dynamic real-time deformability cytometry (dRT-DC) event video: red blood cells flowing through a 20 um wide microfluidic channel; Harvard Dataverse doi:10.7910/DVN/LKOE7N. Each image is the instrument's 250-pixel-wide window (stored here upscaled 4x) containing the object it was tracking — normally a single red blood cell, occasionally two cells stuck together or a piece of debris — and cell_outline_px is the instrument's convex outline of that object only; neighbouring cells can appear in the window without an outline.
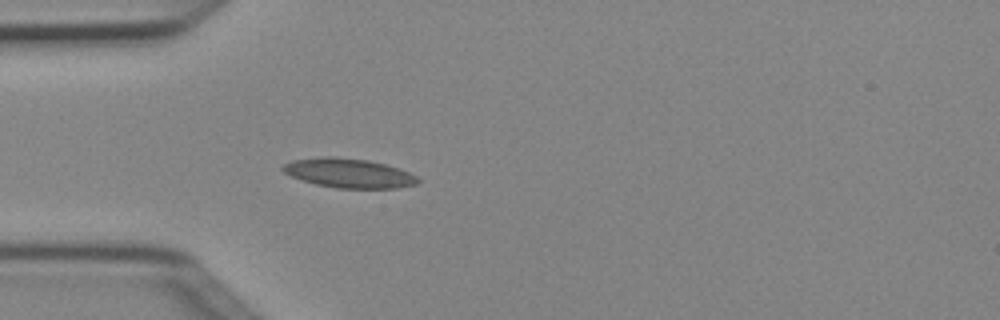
{"species": "Egyptian fruit bat (a non-hibernating species)", "species_latin": "Rousettus aegyptiacus", "temperature_condition": "cold", "stored_images_in_passage": 4, "camera_frame_rate_fps": 3000, "um_per_image_px": 0.085, "animal": {"sex": "female"}, "frame": {"image": 1, "passage_image": 4, "time_ms": 1.0, "image_size_px": [1000, 320], "cell_outline_px": [[420, 180], [416, 184], [400, 188], [336, 188], [316, 184], [292, 176], [284, 172], [280, 168], [284, 164], [292, 160], [328, 156], [336, 156], [368, 160], [400, 168], [416, 176]], "centroid_in_image_um": [29.66, 14.71], "position_along_channel_um": 55.3, "area_um2": 23.0}}